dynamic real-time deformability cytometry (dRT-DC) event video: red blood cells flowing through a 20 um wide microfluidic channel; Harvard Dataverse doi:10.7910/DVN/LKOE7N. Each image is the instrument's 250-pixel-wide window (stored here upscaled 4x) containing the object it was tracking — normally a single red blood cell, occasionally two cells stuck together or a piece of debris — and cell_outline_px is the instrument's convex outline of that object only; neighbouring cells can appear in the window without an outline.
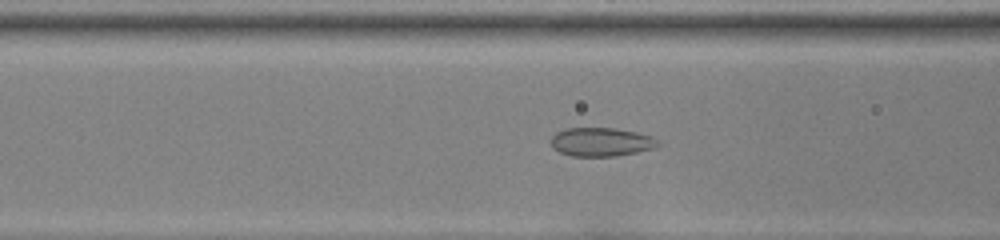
{"species": "common noctule bat (a hibernating species)", "species_latin": "Nyctalus noctula", "temperature_condition": "room temperature", "stored_images_in_passage": 36, "camera_frame_rate_fps": 3000, "um_per_image_px": 0.085, "animal": {"sex": "female", "body_mass_g": 22.0, "forearm_length_mm": 56.7}, "frame": {"image": 1, "passage_image": 15, "time_ms": 4.667, "image_size_px": [1000, 240], "cell_outline_px": [[660, 144], [652, 148], [636, 152], [616, 156], [572, 156], [560, 152], [552, 148], [552, 136], [556, 132], [564, 128], [616, 128], [636, 132], [652, 136]], "centroid_in_image_um": [51.07, 12.06], "position_along_channel_um": 115.5, "area_um2": 17.8}}
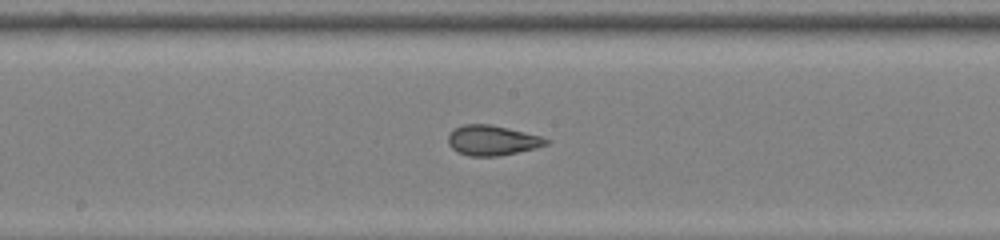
{"frame": {"image": 2, "passage_image": 22, "time_ms": 7.0, "image_size_px": [1000, 240], "cell_outline_px": [[552, 140], [548, 144], [536, 148], [500, 156], [468, 156], [452, 148], [448, 144], [448, 136], [456, 128], [464, 124], [488, 124], [508, 128], [540, 136]], "centroid_in_image_um": [41.87, 11.94], "position_along_channel_um": 206.3, "area_um2": 17.05}}
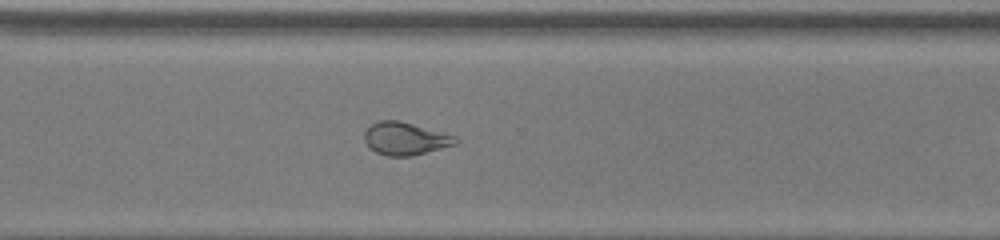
{"frame": {"image": 3, "passage_image": 32, "time_ms": 10.333, "image_size_px": [1000, 240], "cell_outline_px": [[460, 140], [456, 144], [412, 156], [388, 156], [376, 152], [368, 148], [364, 140], [364, 132], [372, 124], [380, 120], [400, 120], [456, 136]], "centroid_in_image_um": [34.44, 11.78], "position_along_channel_um": 336.2, "area_um2": 17.46}}